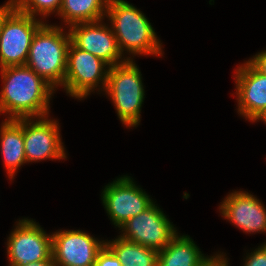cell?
Here are the masks:
<instances>
[{"label":"cell","instance_id":"44dd1931","mask_svg":"<svg viewBox=\"0 0 266 266\" xmlns=\"http://www.w3.org/2000/svg\"><path fill=\"white\" fill-rule=\"evenodd\" d=\"M244 266H266V243L247 256Z\"/></svg>","mask_w":266,"mask_h":266},{"label":"cell","instance_id":"484cf974","mask_svg":"<svg viewBox=\"0 0 266 266\" xmlns=\"http://www.w3.org/2000/svg\"><path fill=\"white\" fill-rule=\"evenodd\" d=\"M262 120V121H264L265 122V124H266V111H264L261 115H259L257 118H256V120L255 121H257V120Z\"/></svg>","mask_w":266,"mask_h":266},{"label":"cell","instance_id":"d6986e66","mask_svg":"<svg viewBox=\"0 0 266 266\" xmlns=\"http://www.w3.org/2000/svg\"><path fill=\"white\" fill-rule=\"evenodd\" d=\"M16 9L24 14L35 17L42 14L43 17L61 8L62 0H14Z\"/></svg>","mask_w":266,"mask_h":266},{"label":"cell","instance_id":"2e32d148","mask_svg":"<svg viewBox=\"0 0 266 266\" xmlns=\"http://www.w3.org/2000/svg\"><path fill=\"white\" fill-rule=\"evenodd\" d=\"M209 259L185 235L179 237L176 234L165 248L158 251V266H203Z\"/></svg>","mask_w":266,"mask_h":266},{"label":"cell","instance_id":"7a4b0ae2","mask_svg":"<svg viewBox=\"0 0 266 266\" xmlns=\"http://www.w3.org/2000/svg\"><path fill=\"white\" fill-rule=\"evenodd\" d=\"M106 14L122 54L125 49L134 55H162L153 27L139 9L124 0H109Z\"/></svg>","mask_w":266,"mask_h":266},{"label":"cell","instance_id":"603a6c76","mask_svg":"<svg viewBox=\"0 0 266 266\" xmlns=\"http://www.w3.org/2000/svg\"><path fill=\"white\" fill-rule=\"evenodd\" d=\"M16 9L15 1L9 0L5 5L0 7V34L2 30V26L6 20V18Z\"/></svg>","mask_w":266,"mask_h":266},{"label":"cell","instance_id":"5bb4252c","mask_svg":"<svg viewBox=\"0 0 266 266\" xmlns=\"http://www.w3.org/2000/svg\"><path fill=\"white\" fill-rule=\"evenodd\" d=\"M222 215L244 232H266V210L262 203L248 192L229 194L219 207Z\"/></svg>","mask_w":266,"mask_h":266},{"label":"cell","instance_id":"3957f363","mask_svg":"<svg viewBox=\"0 0 266 266\" xmlns=\"http://www.w3.org/2000/svg\"><path fill=\"white\" fill-rule=\"evenodd\" d=\"M70 43V32L65 35L61 27L44 23L32 39L25 65L53 88L63 86Z\"/></svg>","mask_w":266,"mask_h":266},{"label":"cell","instance_id":"30bf717a","mask_svg":"<svg viewBox=\"0 0 266 266\" xmlns=\"http://www.w3.org/2000/svg\"><path fill=\"white\" fill-rule=\"evenodd\" d=\"M105 246L81 230L52 234V258L56 266H94L98 252Z\"/></svg>","mask_w":266,"mask_h":266},{"label":"cell","instance_id":"9a60e30c","mask_svg":"<svg viewBox=\"0 0 266 266\" xmlns=\"http://www.w3.org/2000/svg\"><path fill=\"white\" fill-rule=\"evenodd\" d=\"M0 146L9 177L26 161L23 137V118L6 119L0 129Z\"/></svg>","mask_w":266,"mask_h":266},{"label":"cell","instance_id":"e0dca14e","mask_svg":"<svg viewBox=\"0 0 266 266\" xmlns=\"http://www.w3.org/2000/svg\"><path fill=\"white\" fill-rule=\"evenodd\" d=\"M109 0H62L58 15L69 26L77 23L101 21Z\"/></svg>","mask_w":266,"mask_h":266},{"label":"cell","instance_id":"6da1fadb","mask_svg":"<svg viewBox=\"0 0 266 266\" xmlns=\"http://www.w3.org/2000/svg\"><path fill=\"white\" fill-rule=\"evenodd\" d=\"M0 72L4 83L0 92V113H9L7 119L49 114V100L55 91L49 83L26 65L1 68Z\"/></svg>","mask_w":266,"mask_h":266},{"label":"cell","instance_id":"52a82bcc","mask_svg":"<svg viewBox=\"0 0 266 266\" xmlns=\"http://www.w3.org/2000/svg\"><path fill=\"white\" fill-rule=\"evenodd\" d=\"M10 266L46 261L52 258V234L48 235L33 220H19L7 242Z\"/></svg>","mask_w":266,"mask_h":266},{"label":"cell","instance_id":"277c9868","mask_svg":"<svg viewBox=\"0 0 266 266\" xmlns=\"http://www.w3.org/2000/svg\"><path fill=\"white\" fill-rule=\"evenodd\" d=\"M124 125L136 127L140 122L144 89L141 72L131 59L109 68L105 90Z\"/></svg>","mask_w":266,"mask_h":266},{"label":"cell","instance_id":"cb8c5ba5","mask_svg":"<svg viewBox=\"0 0 266 266\" xmlns=\"http://www.w3.org/2000/svg\"><path fill=\"white\" fill-rule=\"evenodd\" d=\"M227 259L224 256H211L210 259L203 266H228Z\"/></svg>","mask_w":266,"mask_h":266},{"label":"cell","instance_id":"8992f818","mask_svg":"<svg viewBox=\"0 0 266 266\" xmlns=\"http://www.w3.org/2000/svg\"><path fill=\"white\" fill-rule=\"evenodd\" d=\"M44 22L15 9L5 20L0 34V67L22 66L37 30Z\"/></svg>","mask_w":266,"mask_h":266},{"label":"cell","instance_id":"8fae6325","mask_svg":"<svg viewBox=\"0 0 266 266\" xmlns=\"http://www.w3.org/2000/svg\"><path fill=\"white\" fill-rule=\"evenodd\" d=\"M48 116L23 118L24 149L27 162L47 159L66 158L57 121L48 120ZM32 120V121H31Z\"/></svg>","mask_w":266,"mask_h":266},{"label":"cell","instance_id":"7c38bea8","mask_svg":"<svg viewBox=\"0 0 266 266\" xmlns=\"http://www.w3.org/2000/svg\"><path fill=\"white\" fill-rule=\"evenodd\" d=\"M100 22L77 23L70 26L71 42L79 49L102 59L109 67L131 59L129 57L121 59L122 53L118 48L114 33Z\"/></svg>","mask_w":266,"mask_h":266},{"label":"cell","instance_id":"4fadbf2b","mask_svg":"<svg viewBox=\"0 0 266 266\" xmlns=\"http://www.w3.org/2000/svg\"><path fill=\"white\" fill-rule=\"evenodd\" d=\"M236 70L238 111L254 122L266 111V75L258 72L248 61Z\"/></svg>","mask_w":266,"mask_h":266},{"label":"cell","instance_id":"5b68a950","mask_svg":"<svg viewBox=\"0 0 266 266\" xmlns=\"http://www.w3.org/2000/svg\"><path fill=\"white\" fill-rule=\"evenodd\" d=\"M108 66L102 59L79 49L71 42L67 52L64 89L70 96L79 99L87 97L100 82L105 89L110 68Z\"/></svg>","mask_w":266,"mask_h":266},{"label":"cell","instance_id":"ac0fdd59","mask_svg":"<svg viewBox=\"0 0 266 266\" xmlns=\"http://www.w3.org/2000/svg\"><path fill=\"white\" fill-rule=\"evenodd\" d=\"M122 266H158V251L123 239L105 242Z\"/></svg>","mask_w":266,"mask_h":266},{"label":"cell","instance_id":"9c48e42d","mask_svg":"<svg viewBox=\"0 0 266 266\" xmlns=\"http://www.w3.org/2000/svg\"><path fill=\"white\" fill-rule=\"evenodd\" d=\"M101 197L110 219L119 228L153 203L128 176L120 177L106 185Z\"/></svg>","mask_w":266,"mask_h":266},{"label":"cell","instance_id":"ffe728a7","mask_svg":"<svg viewBox=\"0 0 266 266\" xmlns=\"http://www.w3.org/2000/svg\"><path fill=\"white\" fill-rule=\"evenodd\" d=\"M94 266H122L116 255L105 245L97 254Z\"/></svg>","mask_w":266,"mask_h":266},{"label":"cell","instance_id":"7402d4cb","mask_svg":"<svg viewBox=\"0 0 266 266\" xmlns=\"http://www.w3.org/2000/svg\"><path fill=\"white\" fill-rule=\"evenodd\" d=\"M248 62L261 74L266 75V51L260 52Z\"/></svg>","mask_w":266,"mask_h":266},{"label":"cell","instance_id":"ba28073f","mask_svg":"<svg viewBox=\"0 0 266 266\" xmlns=\"http://www.w3.org/2000/svg\"><path fill=\"white\" fill-rule=\"evenodd\" d=\"M120 237L160 251L177 234L163 211L152 203L147 209L127 220L121 227Z\"/></svg>","mask_w":266,"mask_h":266},{"label":"cell","instance_id":"d4e9b609","mask_svg":"<svg viewBox=\"0 0 266 266\" xmlns=\"http://www.w3.org/2000/svg\"><path fill=\"white\" fill-rule=\"evenodd\" d=\"M19 266H56L53 258L46 260V261H39V262H34V263H28L24 265H19Z\"/></svg>","mask_w":266,"mask_h":266}]
</instances>
